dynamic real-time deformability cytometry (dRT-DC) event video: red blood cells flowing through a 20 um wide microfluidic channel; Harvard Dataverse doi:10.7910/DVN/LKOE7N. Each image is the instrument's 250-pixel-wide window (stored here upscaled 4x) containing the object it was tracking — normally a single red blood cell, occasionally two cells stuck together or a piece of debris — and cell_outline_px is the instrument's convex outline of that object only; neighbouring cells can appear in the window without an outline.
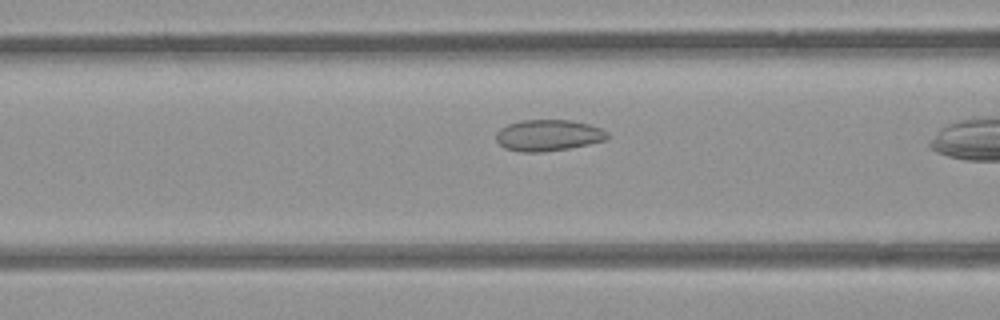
{"species": "common noctule bat (a hibernating species)", "species_latin": "Nyctalus noctula", "temperature_condition": "room temperature", "stored_images_in_passage": 11, "camera_frame_rate_fps": 3000, "um_per_image_px": 0.085, "animal": {"sex": "female", "body_mass_g": 21.9}, "frame": {"image": 1, "passage_image": 10, "time_ms": 3.0, "image_size_px": [1000, 320], "cell_outline_px": [[608, 136], [604, 140], [588, 144], [568, 148], [544, 152], [520, 152], [504, 148], [496, 140], [496, 132], [500, 128], [508, 124], [520, 120], [572, 120], [588, 124], [600, 128], [608, 132]], "centroid_in_image_um": [46.56, 11.5], "position_along_channel_um": 120.0, "area_um2": 20.29}}